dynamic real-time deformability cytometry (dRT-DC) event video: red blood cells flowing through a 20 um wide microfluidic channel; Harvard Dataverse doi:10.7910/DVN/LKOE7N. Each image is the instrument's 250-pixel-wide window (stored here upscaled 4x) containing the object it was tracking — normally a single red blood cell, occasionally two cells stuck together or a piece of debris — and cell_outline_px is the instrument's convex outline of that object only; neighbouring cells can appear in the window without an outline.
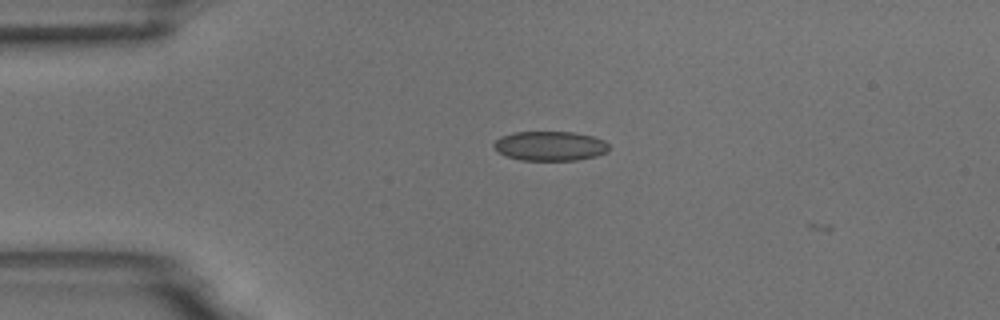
{"species": "common noctule bat (a hibernating species)", "species_latin": "Nyctalus noctula", "temperature_condition": "room temperature", "stored_images_in_passage": 4, "camera_frame_rate_fps": 3000, "um_per_image_px": 0.085, "animal": {"sex": "male", "body_mass_g": 18.8}, "frame": {"image": 1, "passage_image": 3, "time_ms": 0.667, "image_size_px": [1000, 320], "cell_outline_px": [[608, 152], [596, 156], [576, 160], [520, 160], [508, 156], [500, 152], [492, 144], [500, 136], [512, 132], [572, 132], [592, 136], [604, 140], [608, 144]], "centroid_in_image_um": [46.76, 12.4], "position_along_channel_um": 38.2, "area_um2": 19.71}}